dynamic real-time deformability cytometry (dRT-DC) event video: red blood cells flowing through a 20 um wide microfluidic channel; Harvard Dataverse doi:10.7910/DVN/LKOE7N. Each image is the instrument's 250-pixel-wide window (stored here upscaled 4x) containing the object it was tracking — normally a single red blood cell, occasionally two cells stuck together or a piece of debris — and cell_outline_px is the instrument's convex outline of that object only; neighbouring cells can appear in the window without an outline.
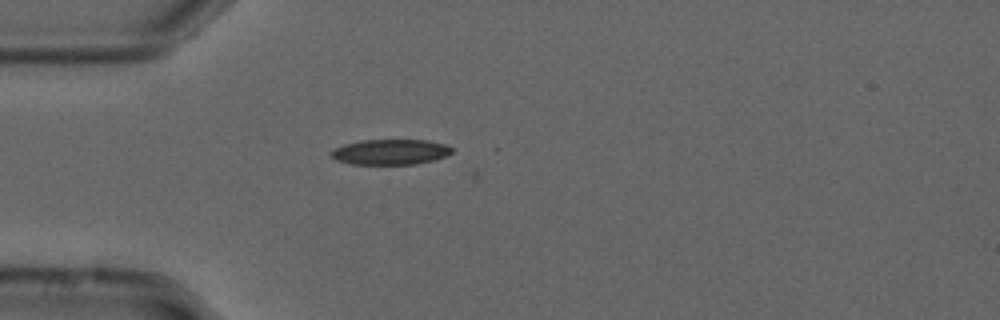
{"species": "common noctule bat (a hibernating species)", "species_latin": "Nyctalus noctula", "temperature_condition": "cold", "stored_images_in_passage": 2, "camera_frame_rate_fps": 3000, "um_per_image_px": 0.085, "animal": {"sex": "male", "forearm_length_mm": 52.5}, "frame": {"image": 1, "passage_image": 1, "time_ms": 0.0, "image_size_px": [1000, 320], "cell_outline_px": [[452, 152], [436, 160], [416, 164], [352, 164], [336, 160], [332, 156], [332, 152], [336, 148], [344, 144], [364, 140], [428, 140], [448, 144], [452, 148]], "centroid_in_image_um": [33.24, 12.91], "position_along_channel_um": 51.8, "area_um2": 17.8}}